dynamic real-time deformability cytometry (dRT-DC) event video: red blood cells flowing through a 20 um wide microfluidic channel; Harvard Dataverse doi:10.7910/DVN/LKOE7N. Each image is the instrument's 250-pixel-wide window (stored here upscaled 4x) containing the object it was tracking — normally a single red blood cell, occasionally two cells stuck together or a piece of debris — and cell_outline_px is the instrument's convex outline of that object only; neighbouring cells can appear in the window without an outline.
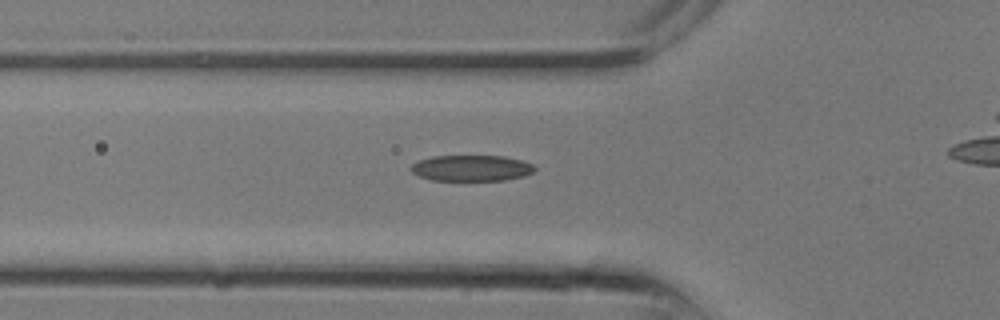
{"species": "common noctule bat (a hibernating species)", "species_latin": "Nyctalus noctula", "temperature_condition": "room temperature", "stored_images_in_passage": 4, "camera_frame_rate_fps": 3000, "um_per_image_px": 0.085, "animal": {"sex": "male", "body_mass_g": 13.3}, "frame": {"image": 1, "passage_image": 2, "time_ms": 0.333, "image_size_px": [1000, 320], "cell_outline_px": [[536, 168], [532, 172], [524, 176], [504, 180], [432, 180], [420, 176], [412, 172], [408, 168], [412, 164], [420, 160], [432, 156], [504, 156], [520, 160], [532, 164]], "centroid_in_image_um": [40.05, 14.28], "position_along_channel_um": 85.7, "area_um2": 18.61}}
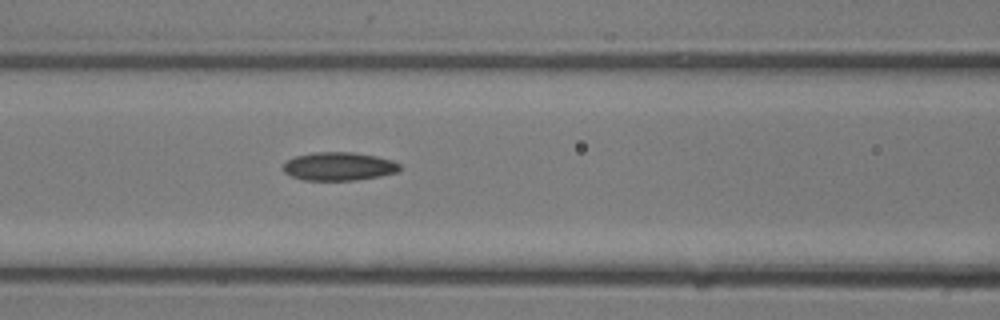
{"frame": {"image": 2, "passage_image": 4, "time_ms": 1.0, "image_size_px": [1000, 320], "cell_outline_px": [[400, 168], [396, 172], [380, 176], [356, 180], [304, 180], [292, 176], [284, 172], [284, 164], [288, 160], [296, 156], [316, 152], [352, 152], [376, 156], [392, 160], [400, 164]], "centroid_in_image_um": [28.81, 14.14], "position_along_channel_um": 137.8, "area_um2": 19.07}}